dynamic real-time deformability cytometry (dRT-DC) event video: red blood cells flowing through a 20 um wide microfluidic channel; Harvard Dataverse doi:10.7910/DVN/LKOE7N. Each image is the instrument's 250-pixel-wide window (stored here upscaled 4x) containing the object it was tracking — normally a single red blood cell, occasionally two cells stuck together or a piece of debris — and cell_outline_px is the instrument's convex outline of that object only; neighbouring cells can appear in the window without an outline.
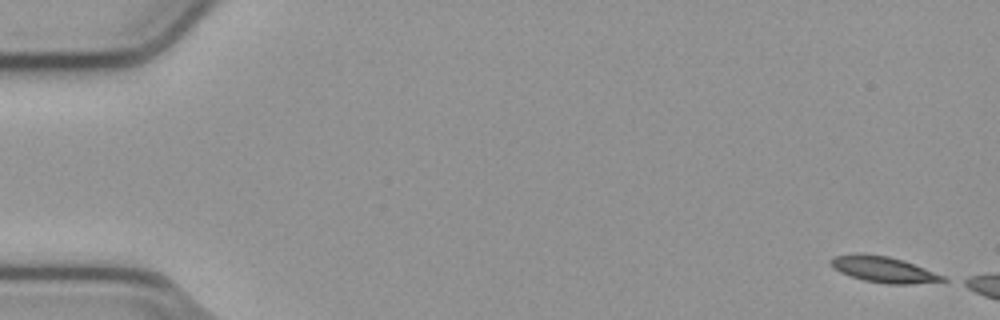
{"species": "common noctule bat (a hibernating species)", "species_latin": "Nyctalus noctula", "temperature_condition": "cold", "stored_images_in_passage": 6, "camera_frame_rate_fps": 3000, "um_per_image_px": 0.085, "animal": {"sex": "male", "body_mass_g": 23.1, "forearm_length_mm": 52.7}, "frame": {"image": 1, "passage_image": 1, "time_ms": 0.0, "image_size_px": [1000, 320], "cell_outline_px": [[948, 280], [912, 284], [888, 284], [864, 280], [840, 272], [832, 268], [828, 260], [832, 256], [856, 252], [864, 252], [888, 256], [904, 260], [944, 276]], "centroid_in_image_um": [75.02, 22.87], "position_along_channel_um": 10.0, "area_um2": 17.17}}